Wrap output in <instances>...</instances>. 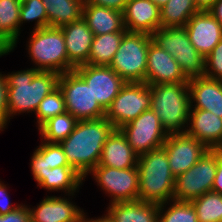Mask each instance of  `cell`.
<instances>
[{
	"label": "cell",
	"mask_w": 222,
	"mask_h": 222,
	"mask_svg": "<svg viewBox=\"0 0 222 222\" xmlns=\"http://www.w3.org/2000/svg\"><path fill=\"white\" fill-rule=\"evenodd\" d=\"M36 21L33 29H41L48 27V18L45 5L41 0H22L20 6V26L23 22Z\"/></svg>",
	"instance_id": "e575fe53"
},
{
	"label": "cell",
	"mask_w": 222,
	"mask_h": 222,
	"mask_svg": "<svg viewBox=\"0 0 222 222\" xmlns=\"http://www.w3.org/2000/svg\"><path fill=\"white\" fill-rule=\"evenodd\" d=\"M6 190H7L6 185H4L0 181V215L7 214L10 211H13L17 207H19V205H17V206L11 205V203L9 201V196H8V193Z\"/></svg>",
	"instance_id": "ab89813d"
},
{
	"label": "cell",
	"mask_w": 222,
	"mask_h": 222,
	"mask_svg": "<svg viewBox=\"0 0 222 222\" xmlns=\"http://www.w3.org/2000/svg\"><path fill=\"white\" fill-rule=\"evenodd\" d=\"M204 76L209 79L222 80V39L205 57Z\"/></svg>",
	"instance_id": "d590c367"
},
{
	"label": "cell",
	"mask_w": 222,
	"mask_h": 222,
	"mask_svg": "<svg viewBox=\"0 0 222 222\" xmlns=\"http://www.w3.org/2000/svg\"><path fill=\"white\" fill-rule=\"evenodd\" d=\"M151 34L127 32L109 67L125 82H145Z\"/></svg>",
	"instance_id": "52a82bcc"
},
{
	"label": "cell",
	"mask_w": 222,
	"mask_h": 222,
	"mask_svg": "<svg viewBox=\"0 0 222 222\" xmlns=\"http://www.w3.org/2000/svg\"><path fill=\"white\" fill-rule=\"evenodd\" d=\"M172 203L166 211L164 203L159 205L158 222H198L191 202L172 200Z\"/></svg>",
	"instance_id": "836d02e7"
},
{
	"label": "cell",
	"mask_w": 222,
	"mask_h": 222,
	"mask_svg": "<svg viewBox=\"0 0 222 222\" xmlns=\"http://www.w3.org/2000/svg\"><path fill=\"white\" fill-rule=\"evenodd\" d=\"M101 188L111 196L112 203L136 201L139 191L137 167L116 169L97 165L90 172Z\"/></svg>",
	"instance_id": "7c38bea8"
},
{
	"label": "cell",
	"mask_w": 222,
	"mask_h": 222,
	"mask_svg": "<svg viewBox=\"0 0 222 222\" xmlns=\"http://www.w3.org/2000/svg\"><path fill=\"white\" fill-rule=\"evenodd\" d=\"M212 191L222 195V149H217V171L214 178Z\"/></svg>",
	"instance_id": "60d3db41"
},
{
	"label": "cell",
	"mask_w": 222,
	"mask_h": 222,
	"mask_svg": "<svg viewBox=\"0 0 222 222\" xmlns=\"http://www.w3.org/2000/svg\"><path fill=\"white\" fill-rule=\"evenodd\" d=\"M138 155L119 129L108 136L101 153L99 166L126 169L137 167Z\"/></svg>",
	"instance_id": "7402d4cb"
},
{
	"label": "cell",
	"mask_w": 222,
	"mask_h": 222,
	"mask_svg": "<svg viewBox=\"0 0 222 222\" xmlns=\"http://www.w3.org/2000/svg\"><path fill=\"white\" fill-rule=\"evenodd\" d=\"M30 212L34 222H85L84 211L67 198L47 196Z\"/></svg>",
	"instance_id": "ffe728a7"
},
{
	"label": "cell",
	"mask_w": 222,
	"mask_h": 222,
	"mask_svg": "<svg viewBox=\"0 0 222 222\" xmlns=\"http://www.w3.org/2000/svg\"><path fill=\"white\" fill-rule=\"evenodd\" d=\"M188 87L191 108L203 109L222 118V80L195 77L188 80ZM193 102L196 104L192 105Z\"/></svg>",
	"instance_id": "44dd1931"
},
{
	"label": "cell",
	"mask_w": 222,
	"mask_h": 222,
	"mask_svg": "<svg viewBox=\"0 0 222 222\" xmlns=\"http://www.w3.org/2000/svg\"><path fill=\"white\" fill-rule=\"evenodd\" d=\"M123 24L128 32L152 34L161 28L160 8L151 0H128Z\"/></svg>",
	"instance_id": "e0dca14e"
},
{
	"label": "cell",
	"mask_w": 222,
	"mask_h": 222,
	"mask_svg": "<svg viewBox=\"0 0 222 222\" xmlns=\"http://www.w3.org/2000/svg\"><path fill=\"white\" fill-rule=\"evenodd\" d=\"M208 11L222 25V0H217Z\"/></svg>",
	"instance_id": "b9f144b4"
},
{
	"label": "cell",
	"mask_w": 222,
	"mask_h": 222,
	"mask_svg": "<svg viewBox=\"0 0 222 222\" xmlns=\"http://www.w3.org/2000/svg\"><path fill=\"white\" fill-rule=\"evenodd\" d=\"M138 201L168 204L173 200L175 177L163 147L138 156Z\"/></svg>",
	"instance_id": "3957f363"
},
{
	"label": "cell",
	"mask_w": 222,
	"mask_h": 222,
	"mask_svg": "<svg viewBox=\"0 0 222 222\" xmlns=\"http://www.w3.org/2000/svg\"><path fill=\"white\" fill-rule=\"evenodd\" d=\"M65 112L66 107L64 96L58 86L50 94L46 95L45 98L39 104V107L35 113L38 119V129L50 118H53Z\"/></svg>",
	"instance_id": "d6a6232c"
},
{
	"label": "cell",
	"mask_w": 222,
	"mask_h": 222,
	"mask_svg": "<svg viewBox=\"0 0 222 222\" xmlns=\"http://www.w3.org/2000/svg\"><path fill=\"white\" fill-rule=\"evenodd\" d=\"M119 130L138 156L162 147L168 136L152 109L144 111Z\"/></svg>",
	"instance_id": "8fae6325"
},
{
	"label": "cell",
	"mask_w": 222,
	"mask_h": 222,
	"mask_svg": "<svg viewBox=\"0 0 222 222\" xmlns=\"http://www.w3.org/2000/svg\"><path fill=\"white\" fill-rule=\"evenodd\" d=\"M8 120V84L6 76L0 74V126L5 129Z\"/></svg>",
	"instance_id": "8d00e7d4"
},
{
	"label": "cell",
	"mask_w": 222,
	"mask_h": 222,
	"mask_svg": "<svg viewBox=\"0 0 222 222\" xmlns=\"http://www.w3.org/2000/svg\"><path fill=\"white\" fill-rule=\"evenodd\" d=\"M61 166L70 165L60 144L42 141L41 145L33 152L31 158V170L35 181L38 183V174H45L48 168Z\"/></svg>",
	"instance_id": "4316f807"
},
{
	"label": "cell",
	"mask_w": 222,
	"mask_h": 222,
	"mask_svg": "<svg viewBox=\"0 0 222 222\" xmlns=\"http://www.w3.org/2000/svg\"><path fill=\"white\" fill-rule=\"evenodd\" d=\"M195 208L198 222H222V195L208 191L190 201Z\"/></svg>",
	"instance_id": "1f68e13d"
},
{
	"label": "cell",
	"mask_w": 222,
	"mask_h": 222,
	"mask_svg": "<svg viewBox=\"0 0 222 222\" xmlns=\"http://www.w3.org/2000/svg\"><path fill=\"white\" fill-rule=\"evenodd\" d=\"M114 129L105 117L80 120L70 135L59 143L69 165L83 178L98 165L103 146Z\"/></svg>",
	"instance_id": "6da1fadb"
},
{
	"label": "cell",
	"mask_w": 222,
	"mask_h": 222,
	"mask_svg": "<svg viewBox=\"0 0 222 222\" xmlns=\"http://www.w3.org/2000/svg\"><path fill=\"white\" fill-rule=\"evenodd\" d=\"M151 37L155 44L175 57L188 80L204 77L205 58L191 44L185 26L161 27Z\"/></svg>",
	"instance_id": "8992f818"
},
{
	"label": "cell",
	"mask_w": 222,
	"mask_h": 222,
	"mask_svg": "<svg viewBox=\"0 0 222 222\" xmlns=\"http://www.w3.org/2000/svg\"><path fill=\"white\" fill-rule=\"evenodd\" d=\"M28 42V54L39 71H53L63 74L74 71L68 61L65 40L61 28L45 27L34 29Z\"/></svg>",
	"instance_id": "5b68a950"
},
{
	"label": "cell",
	"mask_w": 222,
	"mask_h": 222,
	"mask_svg": "<svg viewBox=\"0 0 222 222\" xmlns=\"http://www.w3.org/2000/svg\"><path fill=\"white\" fill-rule=\"evenodd\" d=\"M84 178L71 166L48 168L45 174H38V186L47 190H65L67 195L72 196L82 184Z\"/></svg>",
	"instance_id": "d4e9b609"
},
{
	"label": "cell",
	"mask_w": 222,
	"mask_h": 222,
	"mask_svg": "<svg viewBox=\"0 0 222 222\" xmlns=\"http://www.w3.org/2000/svg\"><path fill=\"white\" fill-rule=\"evenodd\" d=\"M74 71L90 86L94 99L105 111L126 83L109 66L84 64Z\"/></svg>",
	"instance_id": "4fadbf2b"
},
{
	"label": "cell",
	"mask_w": 222,
	"mask_h": 222,
	"mask_svg": "<svg viewBox=\"0 0 222 222\" xmlns=\"http://www.w3.org/2000/svg\"><path fill=\"white\" fill-rule=\"evenodd\" d=\"M67 50L68 61L76 68L87 64L94 34L81 17L60 27Z\"/></svg>",
	"instance_id": "d6986e66"
},
{
	"label": "cell",
	"mask_w": 222,
	"mask_h": 222,
	"mask_svg": "<svg viewBox=\"0 0 222 222\" xmlns=\"http://www.w3.org/2000/svg\"><path fill=\"white\" fill-rule=\"evenodd\" d=\"M83 2L123 12L128 0H83Z\"/></svg>",
	"instance_id": "f35d334b"
},
{
	"label": "cell",
	"mask_w": 222,
	"mask_h": 222,
	"mask_svg": "<svg viewBox=\"0 0 222 222\" xmlns=\"http://www.w3.org/2000/svg\"><path fill=\"white\" fill-rule=\"evenodd\" d=\"M145 83H188L175 57L159 47L152 40L149 44Z\"/></svg>",
	"instance_id": "9a60e30c"
},
{
	"label": "cell",
	"mask_w": 222,
	"mask_h": 222,
	"mask_svg": "<svg viewBox=\"0 0 222 222\" xmlns=\"http://www.w3.org/2000/svg\"><path fill=\"white\" fill-rule=\"evenodd\" d=\"M151 109V90L145 82H126L105 111V118L115 129L128 124Z\"/></svg>",
	"instance_id": "9c48e42d"
},
{
	"label": "cell",
	"mask_w": 222,
	"mask_h": 222,
	"mask_svg": "<svg viewBox=\"0 0 222 222\" xmlns=\"http://www.w3.org/2000/svg\"><path fill=\"white\" fill-rule=\"evenodd\" d=\"M85 222H115L108 214H106L104 217H100L98 219H86L85 216Z\"/></svg>",
	"instance_id": "ee69618b"
},
{
	"label": "cell",
	"mask_w": 222,
	"mask_h": 222,
	"mask_svg": "<svg viewBox=\"0 0 222 222\" xmlns=\"http://www.w3.org/2000/svg\"><path fill=\"white\" fill-rule=\"evenodd\" d=\"M191 44L205 58L222 39V25L208 10H200L186 23Z\"/></svg>",
	"instance_id": "2e32d148"
},
{
	"label": "cell",
	"mask_w": 222,
	"mask_h": 222,
	"mask_svg": "<svg viewBox=\"0 0 222 222\" xmlns=\"http://www.w3.org/2000/svg\"><path fill=\"white\" fill-rule=\"evenodd\" d=\"M185 133L203 143L208 149H222V118L203 109H190Z\"/></svg>",
	"instance_id": "ac0fdd59"
},
{
	"label": "cell",
	"mask_w": 222,
	"mask_h": 222,
	"mask_svg": "<svg viewBox=\"0 0 222 222\" xmlns=\"http://www.w3.org/2000/svg\"><path fill=\"white\" fill-rule=\"evenodd\" d=\"M162 147L175 178L189 170L208 150L203 143L186 133L168 134Z\"/></svg>",
	"instance_id": "5bb4252c"
},
{
	"label": "cell",
	"mask_w": 222,
	"mask_h": 222,
	"mask_svg": "<svg viewBox=\"0 0 222 222\" xmlns=\"http://www.w3.org/2000/svg\"><path fill=\"white\" fill-rule=\"evenodd\" d=\"M22 0H0V42L9 52L16 46L20 35V6Z\"/></svg>",
	"instance_id": "484cf974"
},
{
	"label": "cell",
	"mask_w": 222,
	"mask_h": 222,
	"mask_svg": "<svg viewBox=\"0 0 222 222\" xmlns=\"http://www.w3.org/2000/svg\"><path fill=\"white\" fill-rule=\"evenodd\" d=\"M82 18L94 36L121 32L123 24V12L102 6L83 4Z\"/></svg>",
	"instance_id": "603a6c76"
},
{
	"label": "cell",
	"mask_w": 222,
	"mask_h": 222,
	"mask_svg": "<svg viewBox=\"0 0 222 222\" xmlns=\"http://www.w3.org/2000/svg\"><path fill=\"white\" fill-rule=\"evenodd\" d=\"M217 171V149H208L186 172L175 178L173 200L187 201L212 191Z\"/></svg>",
	"instance_id": "ba28073f"
},
{
	"label": "cell",
	"mask_w": 222,
	"mask_h": 222,
	"mask_svg": "<svg viewBox=\"0 0 222 222\" xmlns=\"http://www.w3.org/2000/svg\"><path fill=\"white\" fill-rule=\"evenodd\" d=\"M127 32L124 28L121 32L94 36L87 65L109 66Z\"/></svg>",
	"instance_id": "f1b7e54d"
},
{
	"label": "cell",
	"mask_w": 222,
	"mask_h": 222,
	"mask_svg": "<svg viewBox=\"0 0 222 222\" xmlns=\"http://www.w3.org/2000/svg\"><path fill=\"white\" fill-rule=\"evenodd\" d=\"M58 86L64 96L66 111L78 121L105 117V110L94 99L90 86L75 71L60 74Z\"/></svg>",
	"instance_id": "30bf717a"
},
{
	"label": "cell",
	"mask_w": 222,
	"mask_h": 222,
	"mask_svg": "<svg viewBox=\"0 0 222 222\" xmlns=\"http://www.w3.org/2000/svg\"><path fill=\"white\" fill-rule=\"evenodd\" d=\"M151 109L167 134L185 133L191 109L188 83L150 84ZM185 127V129H183Z\"/></svg>",
	"instance_id": "277c9868"
},
{
	"label": "cell",
	"mask_w": 222,
	"mask_h": 222,
	"mask_svg": "<svg viewBox=\"0 0 222 222\" xmlns=\"http://www.w3.org/2000/svg\"><path fill=\"white\" fill-rule=\"evenodd\" d=\"M30 220V208L25 205H19V207L13 211H10L4 215H0V222H30Z\"/></svg>",
	"instance_id": "74e56055"
},
{
	"label": "cell",
	"mask_w": 222,
	"mask_h": 222,
	"mask_svg": "<svg viewBox=\"0 0 222 222\" xmlns=\"http://www.w3.org/2000/svg\"><path fill=\"white\" fill-rule=\"evenodd\" d=\"M45 5L48 27H62L82 17L83 0H41Z\"/></svg>",
	"instance_id": "83f0119b"
},
{
	"label": "cell",
	"mask_w": 222,
	"mask_h": 222,
	"mask_svg": "<svg viewBox=\"0 0 222 222\" xmlns=\"http://www.w3.org/2000/svg\"><path fill=\"white\" fill-rule=\"evenodd\" d=\"M159 8L163 7L169 0H151Z\"/></svg>",
	"instance_id": "f6af8a7d"
},
{
	"label": "cell",
	"mask_w": 222,
	"mask_h": 222,
	"mask_svg": "<svg viewBox=\"0 0 222 222\" xmlns=\"http://www.w3.org/2000/svg\"><path fill=\"white\" fill-rule=\"evenodd\" d=\"M9 52V49L0 42V56L5 55Z\"/></svg>",
	"instance_id": "bcb514c9"
},
{
	"label": "cell",
	"mask_w": 222,
	"mask_h": 222,
	"mask_svg": "<svg viewBox=\"0 0 222 222\" xmlns=\"http://www.w3.org/2000/svg\"><path fill=\"white\" fill-rule=\"evenodd\" d=\"M217 0H195L199 10H208Z\"/></svg>",
	"instance_id": "7bdbcfd3"
},
{
	"label": "cell",
	"mask_w": 222,
	"mask_h": 222,
	"mask_svg": "<svg viewBox=\"0 0 222 222\" xmlns=\"http://www.w3.org/2000/svg\"><path fill=\"white\" fill-rule=\"evenodd\" d=\"M77 119L69 112L50 118L38 130L45 142L60 143L74 130Z\"/></svg>",
	"instance_id": "4dcf8cb0"
},
{
	"label": "cell",
	"mask_w": 222,
	"mask_h": 222,
	"mask_svg": "<svg viewBox=\"0 0 222 222\" xmlns=\"http://www.w3.org/2000/svg\"><path fill=\"white\" fill-rule=\"evenodd\" d=\"M195 0H169L161 12V27L186 26L189 19L199 12Z\"/></svg>",
	"instance_id": "f546056e"
},
{
	"label": "cell",
	"mask_w": 222,
	"mask_h": 222,
	"mask_svg": "<svg viewBox=\"0 0 222 222\" xmlns=\"http://www.w3.org/2000/svg\"><path fill=\"white\" fill-rule=\"evenodd\" d=\"M108 215L115 222H158L159 204L144 201L112 203Z\"/></svg>",
	"instance_id": "cb8c5ba5"
},
{
	"label": "cell",
	"mask_w": 222,
	"mask_h": 222,
	"mask_svg": "<svg viewBox=\"0 0 222 222\" xmlns=\"http://www.w3.org/2000/svg\"><path fill=\"white\" fill-rule=\"evenodd\" d=\"M59 77L58 72L36 68L7 74L9 118L27 111L36 113L45 96L58 87Z\"/></svg>",
	"instance_id": "7a4b0ae2"
}]
</instances>
